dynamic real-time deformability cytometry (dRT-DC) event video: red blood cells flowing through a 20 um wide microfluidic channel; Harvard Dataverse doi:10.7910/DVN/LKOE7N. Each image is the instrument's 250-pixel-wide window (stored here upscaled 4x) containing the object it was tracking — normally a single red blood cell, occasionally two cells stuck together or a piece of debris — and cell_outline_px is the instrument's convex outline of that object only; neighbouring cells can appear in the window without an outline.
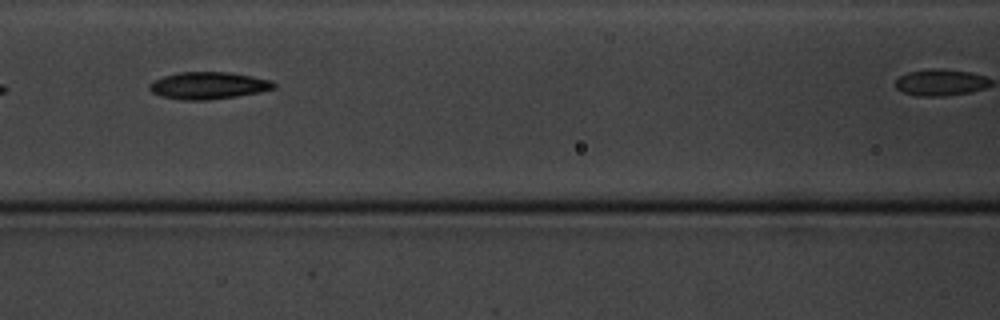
{"species": "common noctule bat (a hibernating species)", "species_latin": "Nyctalus noctula", "temperature_condition": "cold", "stored_images_in_passage": 11, "segment_of_instrument_passage": [1, 2], "camera_frame_rate_fps": 3000, "um_per_image_px": 0.085, "animal": {"sex": "male", "body_mass_g": 20.1, "forearm_length_mm": 53.5}, "frame": {"image": 1, "passage_image": 7, "time_ms": 7.0, "image_size_px": [1000, 320], "cell_outline_px": [[276, 88], [260, 92], [236, 96], [208, 100], [180, 100], [160, 96], [152, 92], [148, 88], [148, 84], [152, 80], [164, 76], [180, 72], [228, 72], [252, 76], [272, 80], [276, 84]], "centroid_in_image_um": [17.69, 7.27], "position_along_channel_um": 148.9, "area_um2": 19.83}}
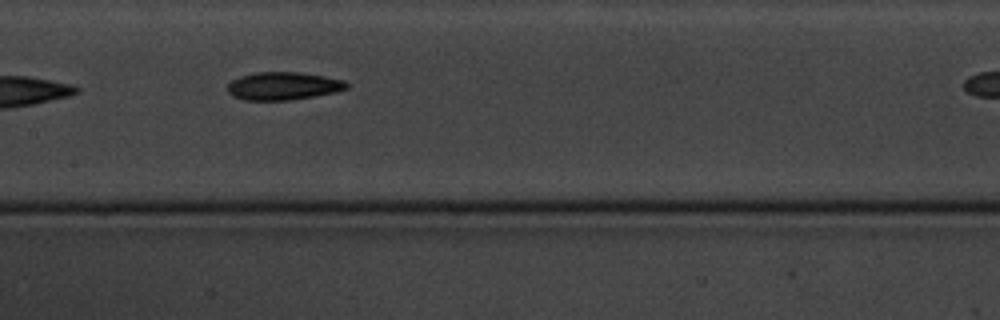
{"frame": {"image": 2, "passage_image": 8, "time_ms": 8.0, "image_size_px": [1000, 320], "cell_outline_px": [[348, 88], [336, 92], [288, 100], [244, 100], [232, 96], [228, 92], [228, 84], [232, 80], [240, 76], [256, 72], [300, 72], [324, 76], [344, 80], [348, 84]], "centroid_in_image_um": [24.06, 7.3], "position_along_channel_um": 183.3, "area_um2": 19.31}}
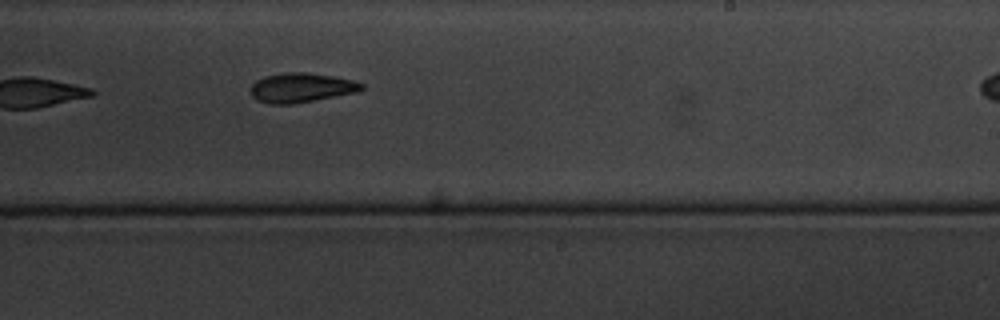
{"frame": {"image": 3, "passage_image": 10, "time_ms": 10.333, "image_size_px": [1000, 320], "cell_outline_px": [[364, 88], [360, 92], [292, 104], [268, 104], [256, 100], [252, 96], [252, 84], [256, 80], [264, 76], [284, 72], [308, 72], [332, 76], [352, 80], [364, 84]], "centroid_in_image_um": [25.62, 7.45], "position_along_channel_um": 263.4, "area_um2": 19.19}}